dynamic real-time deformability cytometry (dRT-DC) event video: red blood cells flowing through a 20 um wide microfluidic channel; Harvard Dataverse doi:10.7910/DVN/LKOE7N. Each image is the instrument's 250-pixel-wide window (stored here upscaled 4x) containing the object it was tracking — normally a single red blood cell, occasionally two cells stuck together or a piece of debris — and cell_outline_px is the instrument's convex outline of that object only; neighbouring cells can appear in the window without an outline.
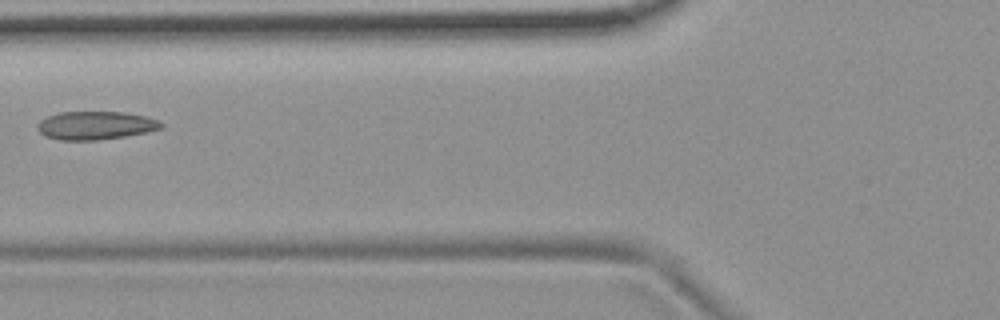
{"species": "common noctule bat (a hibernating species)", "species_latin": "Nyctalus noctula", "temperature_condition": "room temperature", "stored_images_in_passage": 5, "camera_frame_rate_fps": 3000, "um_per_image_px": 0.085, "animal": {"sex": "female", "body_mass_g": 19.9}, "frame": {"image": 1, "passage_image": 4, "time_ms": 1.0, "image_size_px": [1000, 320], "cell_outline_px": [[164, 124], [160, 128], [148, 132], [124, 136], [96, 140], [60, 140], [44, 136], [36, 128], [36, 124], [40, 120], [48, 116], [60, 112], [124, 112], [144, 116], [156, 120]], "centroid_in_image_um": [8.07, 10.66], "position_along_channel_um": 117.7, "area_um2": 20.29}}
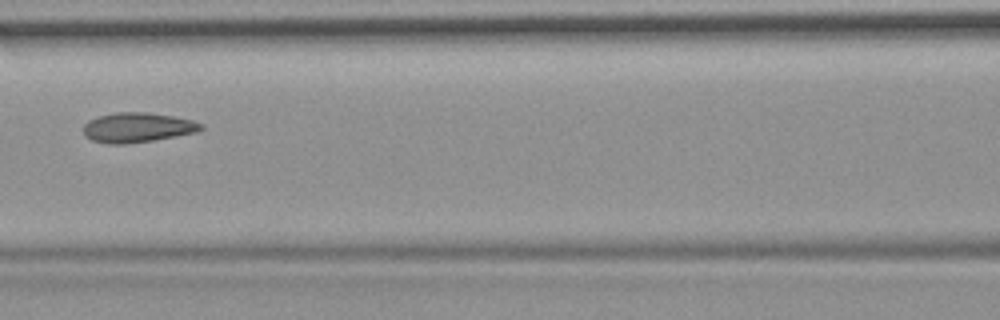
{"frame": {"image": 2, "passage_image": 5, "time_ms": 1.333, "image_size_px": [1000, 320], "cell_outline_px": [[204, 128], [196, 132], [152, 140], [124, 144], [108, 144], [92, 140], [84, 132], [84, 124], [88, 120], [96, 116], [116, 112], [148, 112], [176, 116], [192, 120], [204, 124]], "centroid_in_image_um": [11.69, 10.82], "position_along_channel_um": 154.9, "area_um2": 20.4}}